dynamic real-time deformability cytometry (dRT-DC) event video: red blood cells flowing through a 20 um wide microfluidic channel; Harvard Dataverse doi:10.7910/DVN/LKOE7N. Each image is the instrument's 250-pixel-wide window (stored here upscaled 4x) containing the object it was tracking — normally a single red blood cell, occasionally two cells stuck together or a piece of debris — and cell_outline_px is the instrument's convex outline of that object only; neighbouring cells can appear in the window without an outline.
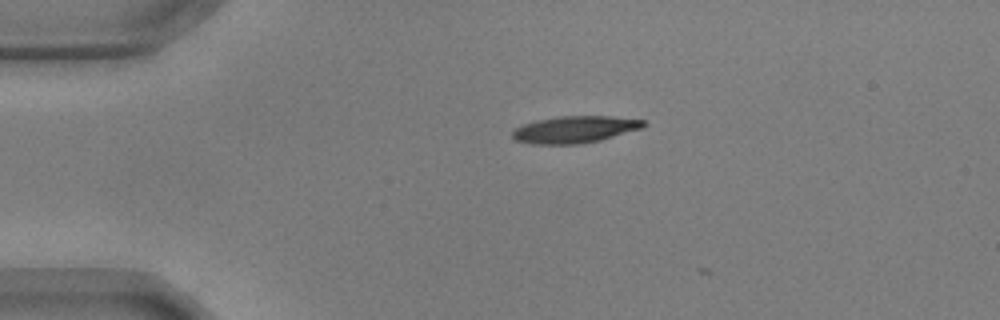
{"species": "common noctule bat (a hibernating species)", "species_latin": "Nyctalus noctula", "temperature_condition": "warm", "stored_images_in_passage": 3, "camera_frame_rate_fps": 3000, "um_per_image_px": 0.085, "animal": {"sex": "male", "body_mass_g": 17.9, "forearm_length_mm": 54.2}, "frame": {"image": 1, "passage_image": 2, "time_ms": 0.333, "image_size_px": [1000, 320], "cell_outline_px": [[648, 124], [640, 128], [600, 140], [580, 144], [532, 144], [516, 140], [512, 136], [512, 128], [520, 124], [536, 120], [560, 116], [612, 116], [644, 120]], "centroid_in_image_um": [48.8, 11.0], "position_along_channel_um": 36.2, "area_um2": 20.63}}